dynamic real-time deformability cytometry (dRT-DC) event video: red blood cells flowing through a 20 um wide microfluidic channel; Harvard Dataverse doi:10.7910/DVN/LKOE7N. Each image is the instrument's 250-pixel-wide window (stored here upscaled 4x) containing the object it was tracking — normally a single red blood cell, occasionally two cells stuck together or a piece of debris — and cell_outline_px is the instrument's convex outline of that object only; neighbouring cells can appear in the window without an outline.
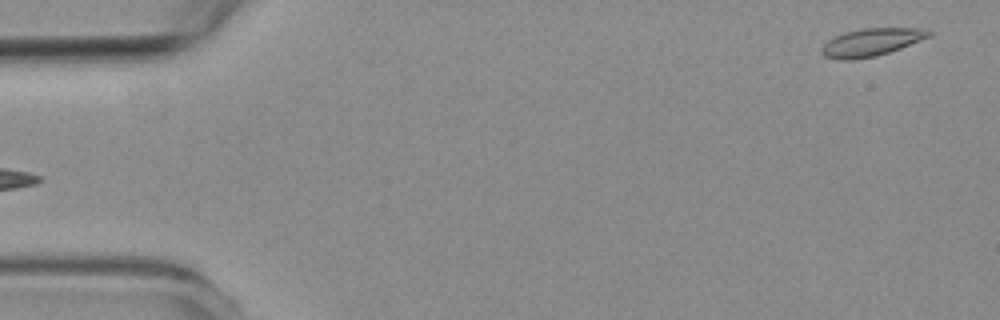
{"species": "common noctule bat (a hibernating species)", "species_latin": "Nyctalus noctula", "temperature_condition": "room temperature", "stored_images_in_passage": 5, "segment_of_instrument_passage": [2, 2], "camera_frame_rate_fps": 3000, "um_per_image_px": 0.085, "animal": {"sex": "female", "body_mass_g": 19.3, "forearm_length_mm": 54.1}, "frame": {"image": 1, "passage_image": 5, "time_ms": 4.667, "image_size_px": [1000, 320], "cell_outline_px": [[932, 36], [900, 48], [876, 56], [852, 60], [844, 60], [824, 56], [820, 52], [820, 48], [828, 40], [844, 32], [864, 28], [916, 28], [932, 32]], "centroid_in_image_um": [74.04, 3.59], "position_along_channel_um": 11.0, "area_um2": 17.17}}